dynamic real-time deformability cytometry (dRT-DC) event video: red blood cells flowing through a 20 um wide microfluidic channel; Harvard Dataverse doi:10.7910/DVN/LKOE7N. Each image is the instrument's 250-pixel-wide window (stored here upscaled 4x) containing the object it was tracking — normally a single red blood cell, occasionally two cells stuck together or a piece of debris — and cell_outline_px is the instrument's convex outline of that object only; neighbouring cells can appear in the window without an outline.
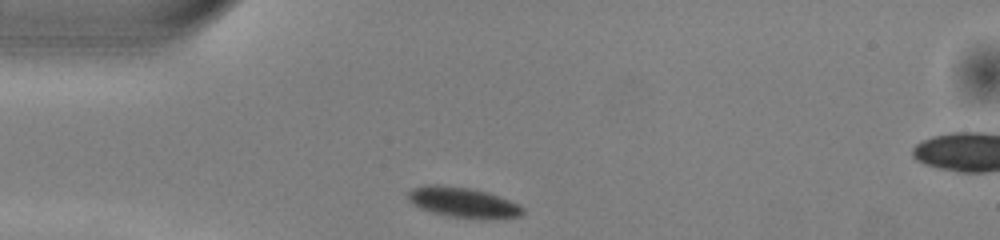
{"species": "common noctule bat (a hibernating species)", "species_latin": "Nyctalus noctula", "temperature_condition": "warm", "stored_images_in_passage": 40, "segment_of_instrument_passage": [1, 2], "camera_frame_rate_fps": 3000, "um_per_image_px": 0.085, "animal": {"sex": "male", "body_mass_g": 13.0, "forearm_length_mm": 53.1}, "frame": {"image": 1, "passage_image": 1, "time_ms": 0.0, "image_size_px": [1000, 240], "cell_outline_px": [[524, 212], [520, 216], [448, 216], [432, 212], [420, 208], [412, 204], [408, 200], [408, 192], [412, 188], [436, 184], [468, 188], [488, 192], [520, 204], [524, 208]], "centroid_in_image_um": [39.3, 17.16], "position_along_channel_um": 45.7, "area_um2": 19.31}}
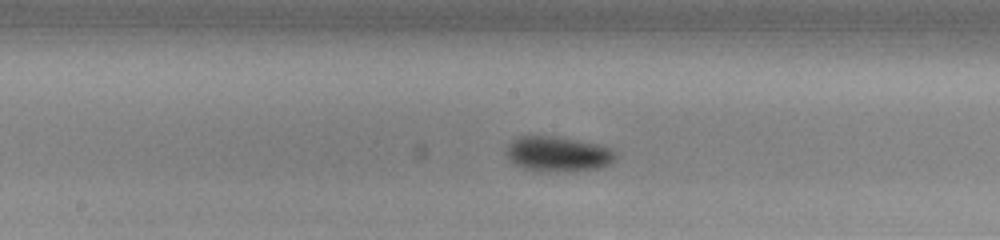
{"frame": {"image": 2, "passage_image": 14, "time_ms": 4.333, "image_size_px": [1000, 240], "cell_outline_px": [[620, 156], [616, 160], [604, 168], [556, 172], [540, 172], [524, 168], [516, 164], [504, 152], [504, 148], [516, 136], [556, 136], [600, 144], [612, 148]], "centroid_in_image_um": [47.48, 13.09], "position_along_channel_um": 200.7, "area_um2": 23.0}}
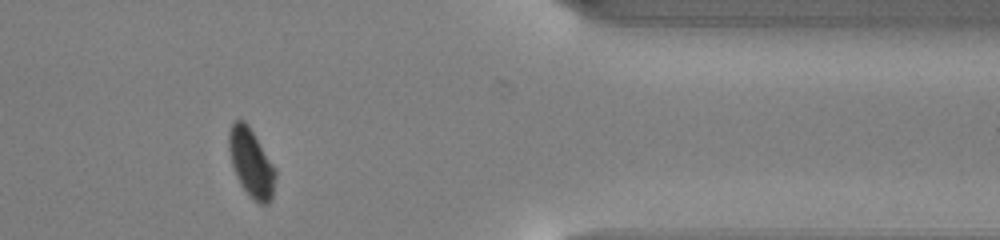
{"frame": {"image": 3, "passage_image": 30, "time_ms": 9.667, "image_size_px": [1000, 240], "cell_outline_px": [[276, 176], [272, 196], [268, 204], [260, 204], [240, 184], [236, 176], [232, 164], [228, 148], [228, 132], [232, 124], [236, 120], [244, 120], [248, 124], [276, 168]], "centroid_in_image_um": [21.35, 13.8], "position_along_channel_um": 390.0, "area_um2": 18.38}}